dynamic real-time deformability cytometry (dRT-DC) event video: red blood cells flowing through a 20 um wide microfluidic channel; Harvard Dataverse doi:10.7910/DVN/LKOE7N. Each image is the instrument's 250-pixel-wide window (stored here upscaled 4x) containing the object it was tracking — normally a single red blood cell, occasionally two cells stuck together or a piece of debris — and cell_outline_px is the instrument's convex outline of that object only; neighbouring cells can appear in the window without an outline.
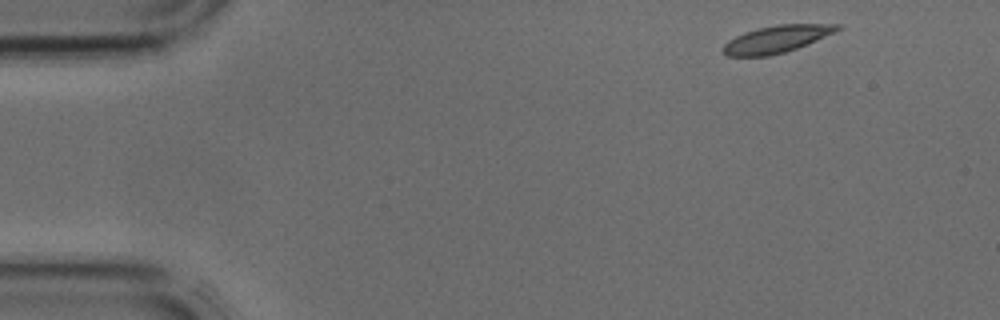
{"species": "common noctule bat (a hibernating species)", "species_latin": "Nyctalus noctula", "temperature_condition": "cold", "stored_images_in_passage": 39, "camera_frame_rate_fps": 3000, "um_per_image_px": 0.085, "animal": {"sex": "male", "body_mass_g": 17.9, "forearm_length_mm": 54.2}, "frame": {"image": 1, "passage_image": 1, "time_ms": 0.0, "image_size_px": [1000, 320], "cell_outline_px": [[840, 28], [836, 32], [796, 48], [784, 52], [768, 56], [728, 56], [720, 48], [728, 40], [744, 32], [756, 28], [776, 24], [840, 24]], "centroid_in_image_um": [65.97, 3.32], "position_along_channel_um": 19.0, "area_um2": 18.03}}
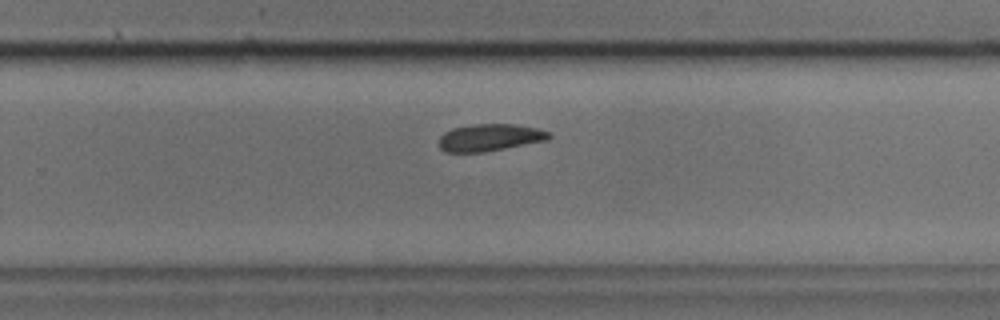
{"frame": {"image": 2, "passage_image": 24, "time_ms": 7.667, "image_size_px": [1000, 320], "cell_outline_px": [[552, 136], [548, 140], [484, 152], [448, 152], [440, 148], [440, 136], [444, 132], [452, 128], [472, 124], [512, 124], [536, 128], [552, 132]], "centroid_in_image_um": [41.66, 11.68], "position_along_channel_um": 288.1, "area_um2": 17.4}}
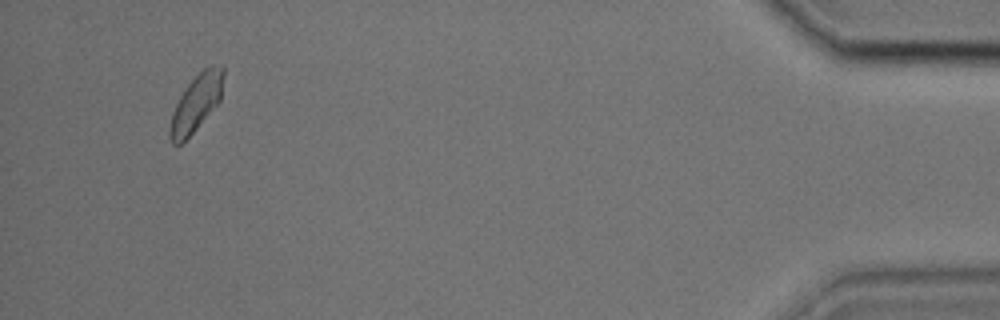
{"frame": {"image": 3, "passage_image": 37, "time_ms": 12.0, "image_size_px": [1000, 320], "cell_outline_px": [[224, 76], [220, 100], [196, 128], [180, 144], [172, 144], [168, 136], [168, 132], [172, 112], [180, 96], [188, 84], [204, 68], [212, 64], [224, 64]], "centroid_in_image_um": [16.68, 8.72], "position_along_channel_um": 418.5, "area_um2": 17.51}}